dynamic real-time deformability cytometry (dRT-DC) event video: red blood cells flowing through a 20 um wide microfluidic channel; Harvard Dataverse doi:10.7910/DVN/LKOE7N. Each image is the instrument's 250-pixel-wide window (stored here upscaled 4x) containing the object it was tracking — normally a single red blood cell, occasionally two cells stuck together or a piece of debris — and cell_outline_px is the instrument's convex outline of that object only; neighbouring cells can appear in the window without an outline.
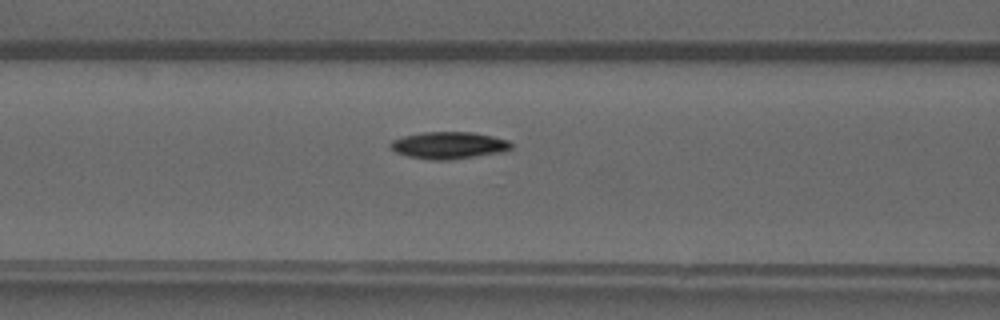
{"species": "common noctule bat (a hibernating species)", "species_latin": "Nyctalus noctula", "temperature_condition": "warm", "stored_images_in_passage": 24, "camera_frame_rate_fps": 3000, "um_per_image_px": 0.085, "animal": {"sex": "male", "forearm_length_mm": 52.5}, "frame": {"image": 1, "passage_image": 12, "time_ms": 3.667, "image_size_px": [1000, 320], "cell_outline_px": [[512, 148], [504, 152], [448, 160], [432, 160], [408, 156], [396, 152], [388, 144], [392, 140], [404, 136], [424, 132], [472, 132], [492, 136], [508, 140], [512, 144]], "centroid_in_image_um": [38.16, 12.35], "position_along_channel_um": 128.4, "area_um2": 18.96}}
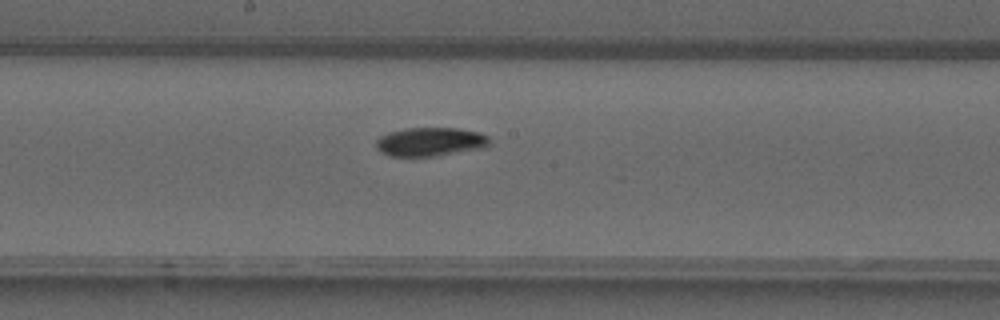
{"frame": {"image": 2, "passage_image": 18, "time_ms": 5.667, "image_size_px": [1000, 320], "cell_outline_px": [[492, 144], [484, 148], [432, 156], [388, 156], [380, 152], [376, 148], [376, 140], [380, 136], [388, 132], [408, 128], [460, 128], [480, 132], [488, 136]], "centroid_in_image_um": [36.59, 12.05], "position_along_channel_um": 211.6, "area_um2": 19.19}}
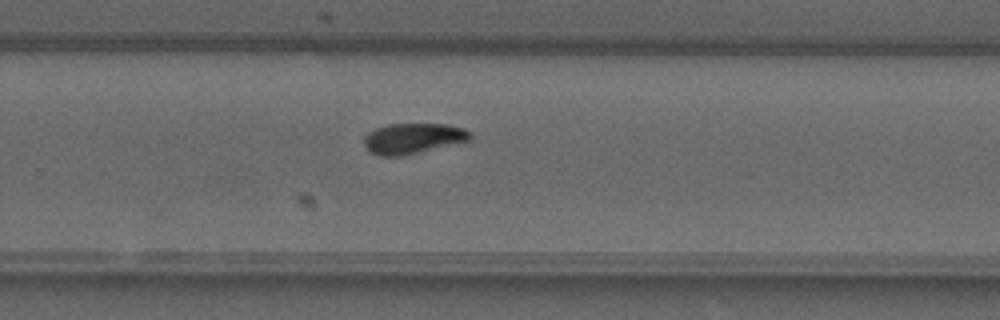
{"frame": {"image": 3, "passage_image": 24, "time_ms": 7.667, "image_size_px": [1000, 320], "cell_outline_px": [[472, 136], [468, 140], [404, 156], [380, 156], [372, 152], [364, 144], [364, 136], [368, 132], [376, 128], [388, 124], [448, 124], [464, 128]], "centroid_in_image_um": [35.08, 11.76], "position_along_channel_um": 294.7, "area_um2": 18.67}}